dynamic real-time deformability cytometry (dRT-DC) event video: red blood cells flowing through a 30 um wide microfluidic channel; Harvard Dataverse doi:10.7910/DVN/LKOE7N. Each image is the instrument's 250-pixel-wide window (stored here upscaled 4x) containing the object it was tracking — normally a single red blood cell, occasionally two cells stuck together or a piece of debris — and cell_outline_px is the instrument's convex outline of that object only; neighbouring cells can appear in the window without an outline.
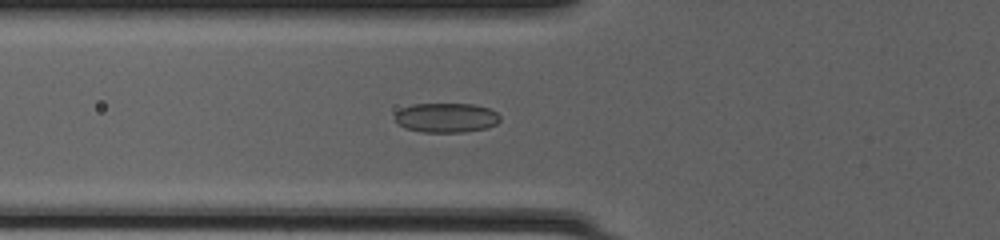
{"species": "common noctule bat (a hibernating species)", "species_latin": "Nyctalus noctula", "temperature_condition": "cold", "stored_images_in_passage": 42, "camera_frame_rate_fps": 3000, "um_per_image_px": 0.085, "animal": {"sex": "female", "body_mass_g": 20.0, "forearm_length_mm": 54.0}, "frame": {"image": 1, "passage_image": 21, "time_ms": 6.667, "image_size_px": [1000, 240], "cell_outline_px": [[500, 120], [496, 124], [488, 128], [464, 132], [420, 132], [404, 128], [396, 120], [396, 112], [400, 108], [412, 104], [472, 104], [488, 108], [496, 112], [500, 116]], "centroid_in_image_um": [37.93, 10.01], "position_along_channel_um": 87.9, "area_um2": 18.15}}
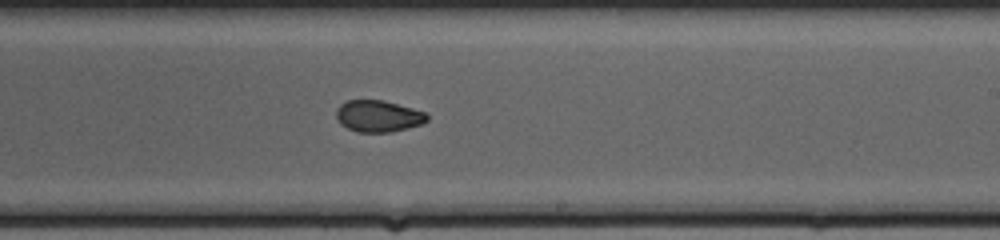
{"frame": {"image": 2, "passage_image": 33, "time_ms": 10.667, "image_size_px": [1000, 240], "cell_outline_px": [[428, 120], [420, 124], [408, 128], [392, 132], [356, 132], [340, 124], [336, 116], [336, 108], [340, 104], [348, 100], [384, 100], [412, 108], [424, 112], [428, 116]], "centroid_in_image_um": [32.13, 9.87], "position_along_channel_um": 256.9, "area_um2": 16.76}}
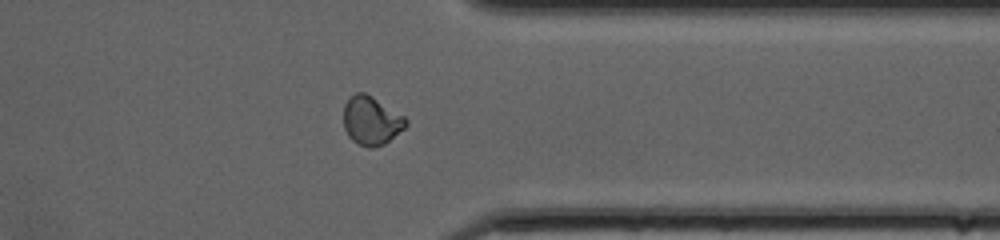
{"frame": {"image": 3, "passage_image": 42, "time_ms": 13.667, "image_size_px": [1000, 240], "cell_outline_px": [[408, 124], [404, 128], [384, 144], [372, 148], [368, 148], [352, 140], [348, 136], [344, 128], [344, 104], [356, 92], [364, 92], [372, 96], [404, 116], [408, 120]], "centroid_in_image_um": [31.56, 10.26], "position_along_channel_um": 379.8, "area_um2": 17.51}, "authors_computed_cell_mechanics": {"area_um2": 17.6868, "velocity_mm_per_s": 4.2062, "shape_relaxation_time_tau1_ms": 10.6181, "shape_relaxation_time_tau2_ms": 1.6123, "deformation_change_tau1": 0.2173, "deformation_change_tau2": 0.0441}}